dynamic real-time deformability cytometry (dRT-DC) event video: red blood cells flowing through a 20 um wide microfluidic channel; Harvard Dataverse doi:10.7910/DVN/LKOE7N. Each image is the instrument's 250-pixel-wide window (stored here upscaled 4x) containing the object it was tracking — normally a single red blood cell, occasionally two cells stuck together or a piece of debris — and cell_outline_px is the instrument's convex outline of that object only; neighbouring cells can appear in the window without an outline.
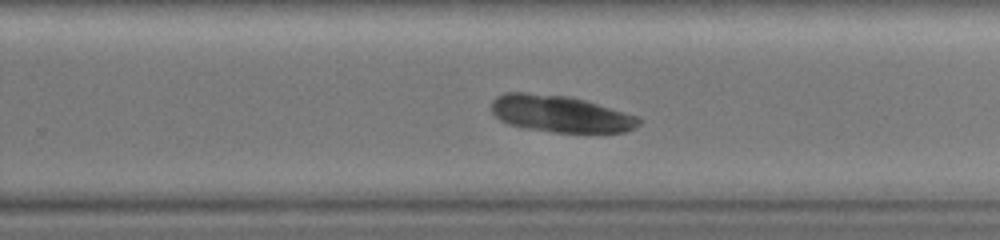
{"species": "common noctule bat (a hibernating species)", "species_latin": "Nyctalus noctula", "temperature_condition": "warm", "stored_images_in_passage": 45, "camera_frame_rate_fps": 3000, "um_per_image_px": 0.085, "animal": {"sex": "female", "body_mass_g": 19.0, "forearm_length_mm": 51.5}, "frame": {"image": 1, "passage_image": 29, "time_ms": 9.333, "image_size_px": [1000, 240], "cell_outline_px": [[644, 120], [636, 128], [624, 132], [556, 132], [524, 128], [508, 124], [500, 120], [492, 112], [492, 100], [496, 96], [504, 92], [524, 92], [568, 96], [584, 100], [640, 116]], "centroid_in_image_um": [47.65, 9.67], "position_along_channel_um": 282.1, "area_um2": 31.79}}
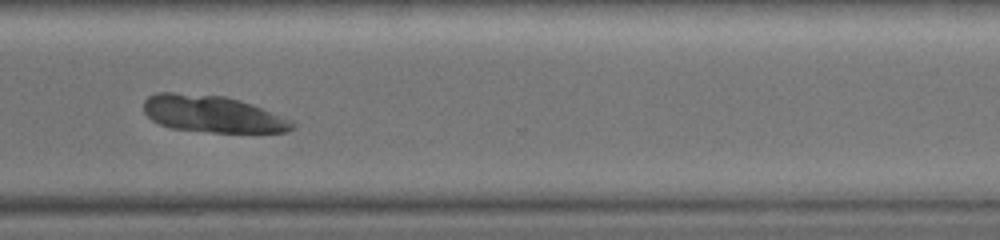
{"frame": {"image": 2, "passage_image": 34, "time_ms": 11.0, "image_size_px": [1000, 240], "cell_outline_px": [[296, 124], [288, 132], [212, 132], [172, 128], [160, 124], [152, 120], [144, 112], [144, 100], [148, 96], [156, 92], [172, 92], [224, 96], [240, 100], [252, 104], [292, 120]], "centroid_in_image_um": [18.04, 9.68], "position_along_channel_um": 352.6, "area_um2": 31.85}}
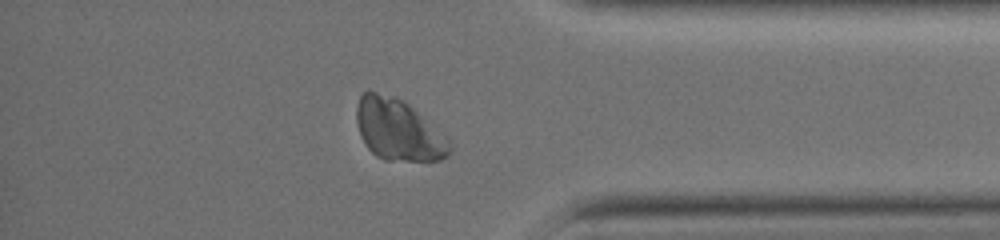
{"frame": {"image": 3, "passage_image": 38, "time_ms": 12.333, "image_size_px": [1000, 240], "cell_outline_px": [[452, 144], [448, 152], [440, 160], [384, 160], [376, 156], [364, 144], [360, 136], [356, 124], [356, 108], [360, 96], [368, 88], [392, 96], [408, 104], [448, 140]], "centroid_in_image_um": [33.76, 11.03], "position_along_channel_um": 401.4, "area_um2": 32.83}}